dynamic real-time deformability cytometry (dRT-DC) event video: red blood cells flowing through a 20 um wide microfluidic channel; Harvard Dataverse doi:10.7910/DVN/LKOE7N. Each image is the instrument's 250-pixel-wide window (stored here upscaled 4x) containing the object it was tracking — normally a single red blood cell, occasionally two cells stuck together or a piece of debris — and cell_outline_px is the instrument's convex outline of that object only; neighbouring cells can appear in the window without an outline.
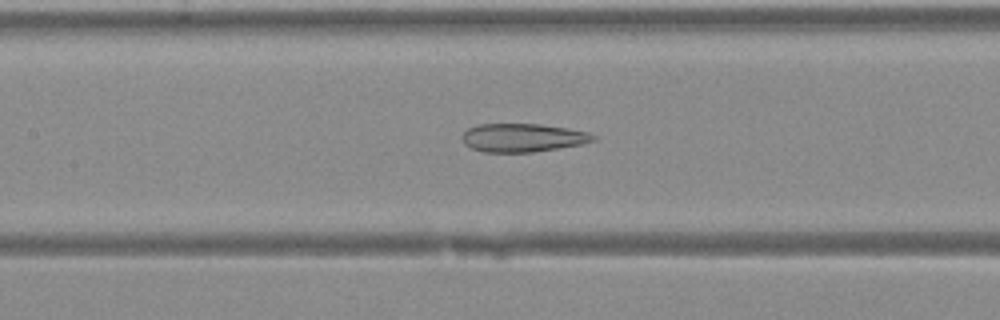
{"species": "Egyptian fruit bat (a non-hibernating species)", "species_latin": "Rousettus aegyptiacus", "temperature_condition": "warm", "stored_images_in_passage": 30, "camera_frame_rate_fps": 3000, "um_per_image_px": 0.085, "animal": {"sex": "female"}, "frame": {"image": 1, "passage_image": 8, "time_ms": 2.333, "image_size_px": [1000, 320], "cell_outline_px": [[596, 140], [580, 144], [532, 152], [484, 152], [472, 148], [464, 144], [460, 136], [468, 128], [480, 124], [540, 124], [568, 128], [588, 132], [596, 136]], "centroid_in_image_um": [44.4, 11.7], "position_along_channel_um": 163.0, "area_um2": 21.62}}
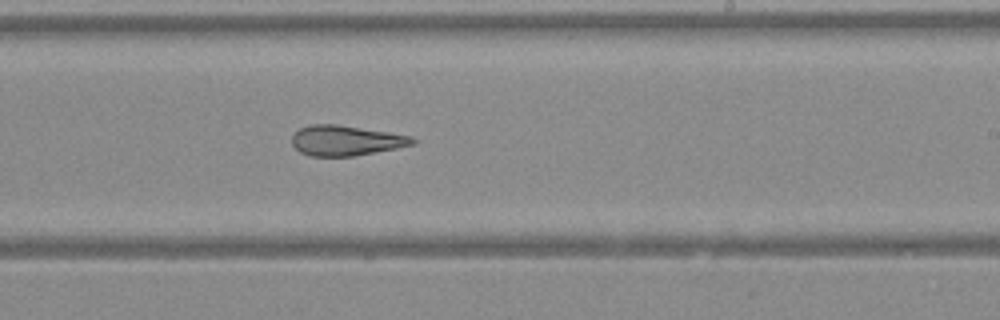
{"frame": {"image": 2, "passage_image": 14, "time_ms": 4.333, "image_size_px": [1000, 320], "cell_outline_px": [[416, 144], [396, 148], [352, 156], [308, 156], [300, 152], [292, 144], [292, 136], [300, 128], [308, 124], [336, 124], [388, 132], [412, 136], [416, 140]], "centroid_in_image_um": [29.39, 11.94], "position_along_channel_um": 259.6, "area_um2": 21.15}}
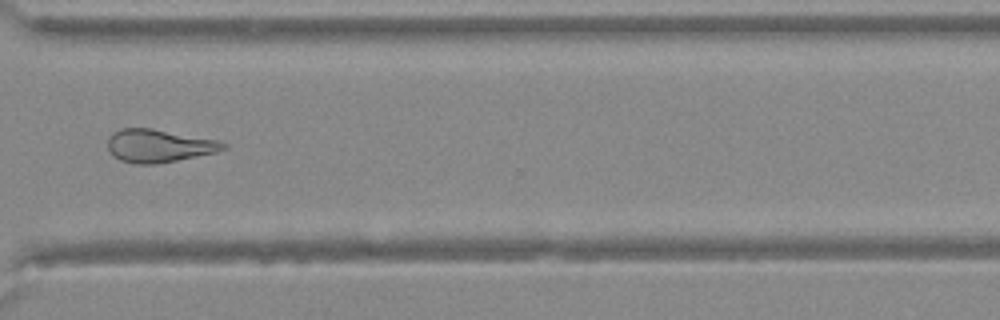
{"frame": {"image": 3, "passage_image": 20, "time_ms": 6.333, "image_size_px": [1000, 320], "cell_outline_px": [[228, 148], [216, 152], [156, 164], [136, 164], [120, 160], [108, 148], [108, 136], [112, 132], [120, 128], [152, 128], [220, 140], [228, 144]], "centroid_in_image_um": [13.53, 12.37], "position_along_channel_um": 357.1, "area_um2": 22.25}}